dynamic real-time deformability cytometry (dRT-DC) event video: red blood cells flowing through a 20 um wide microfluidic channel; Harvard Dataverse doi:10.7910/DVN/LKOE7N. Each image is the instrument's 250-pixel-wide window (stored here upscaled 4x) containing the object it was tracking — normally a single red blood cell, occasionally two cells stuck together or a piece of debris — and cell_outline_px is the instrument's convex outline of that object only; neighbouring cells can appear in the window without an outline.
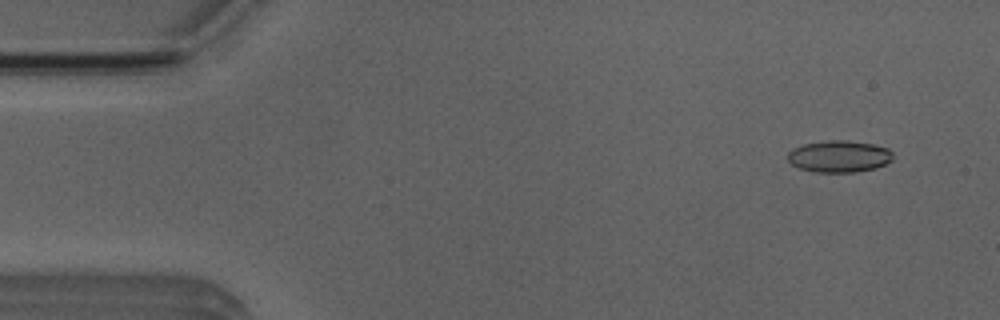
{"species": "Egyptian fruit bat (a non-hibernating species)", "species_latin": "Rousettus aegyptiacus", "temperature_condition": "room temperature", "stored_images_in_passage": 4, "camera_frame_rate_fps": 3000, "um_per_image_px": 0.085, "animal": {"sex": "male"}, "frame": {"image": 1, "passage_image": 2, "time_ms": 1.0, "image_size_px": [1000, 320], "cell_outline_px": [[892, 160], [876, 168], [856, 172], [816, 172], [800, 168], [792, 164], [788, 160], [788, 152], [792, 148], [804, 144], [828, 140], [848, 140], [872, 144], [888, 148], [892, 152]], "centroid_in_image_um": [71.32, 13.29], "position_along_channel_um": 13.7, "area_um2": 19.48}}